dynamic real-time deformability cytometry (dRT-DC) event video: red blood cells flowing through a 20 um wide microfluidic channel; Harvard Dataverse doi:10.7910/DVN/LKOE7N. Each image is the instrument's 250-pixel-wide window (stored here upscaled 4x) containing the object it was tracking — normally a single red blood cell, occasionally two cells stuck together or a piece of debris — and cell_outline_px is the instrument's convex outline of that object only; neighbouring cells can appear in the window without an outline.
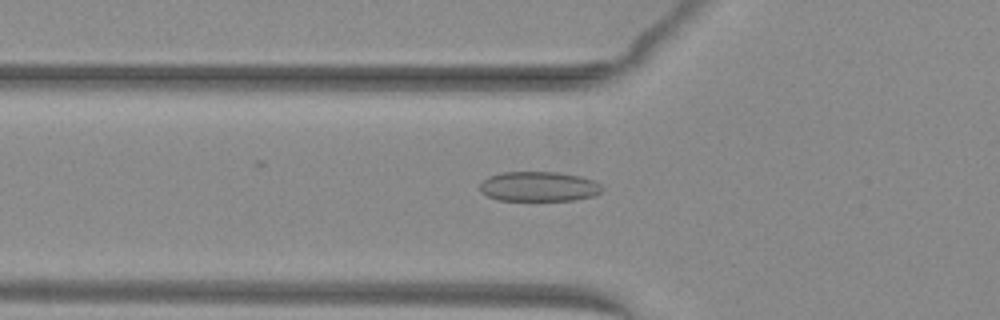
{"species": "common noctule bat (a hibernating species)", "species_latin": "Nyctalus noctula", "temperature_condition": "warm", "stored_images_in_passage": 39, "camera_frame_rate_fps": 3000, "um_per_image_px": 0.085, "animal": {"sex": "female", "body_mass_g": 29.2, "forearm_length_mm": 56.3}, "frame": {"image": 1, "passage_image": 6, "time_ms": 1.667, "image_size_px": [1000, 320], "cell_outline_px": [[604, 188], [596, 196], [572, 200], [496, 200], [480, 192], [480, 184], [488, 176], [500, 172], [556, 172], [580, 176], [592, 180], [600, 184]], "centroid_in_image_um": [45.79, 15.85], "position_along_channel_um": 80.0, "area_um2": 21.33}}
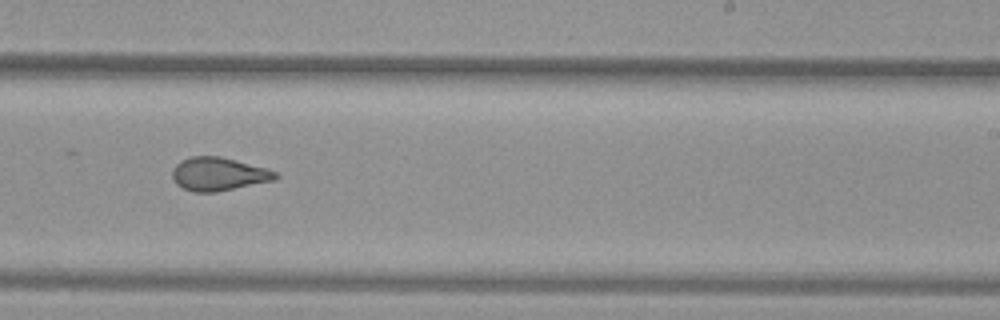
{"frame": {"image": 2, "passage_image": 20, "time_ms": 6.333, "image_size_px": [1000, 320], "cell_outline_px": [[280, 176], [276, 180], [216, 192], [192, 192], [176, 184], [172, 176], [172, 168], [180, 160], [192, 156], [220, 156], [268, 168], [276, 172]], "centroid_in_image_um": [18.59, 14.79], "position_along_channel_um": 270.4, "area_um2": 20.23}}
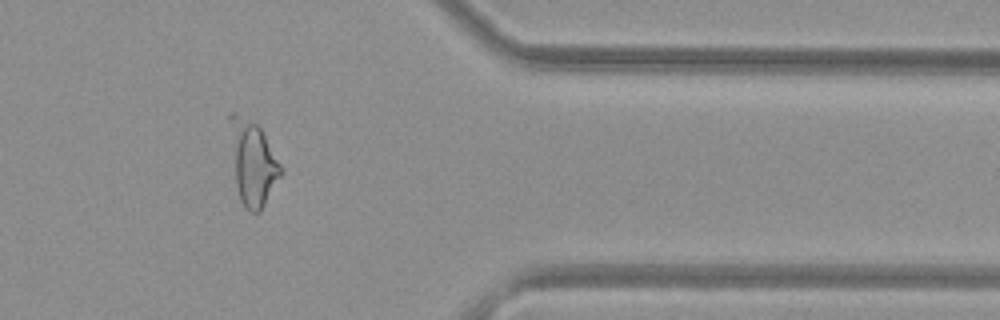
{"frame": {"image": 3, "passage_image": 30, "time_ms": 9.667, "image_size_px": [1000, 320], "cell_outline_px": [[284, 172], [260, 212], [252, 212], [244, 208], [240, 200], [236, 188], [228, 120], [228, 112], [236, 112], [256, 124], [260, 128], [280, 164]], "centroid_in_image_um": [21.46, 13.85], "position_along_channel_um": 389.9, "area_um2": 24.97}, "authors_computed_cell_mechanics": {"area_um2": 20.808, "velocity_mm_per_s": 4.0743, "shape_relaxation_time_tau1_ms": null, "shape_relaxation_time_tau2_ms": 0.8813, "deformation_change_tau1": null, "deformation_change_tau2": 0.0608}}